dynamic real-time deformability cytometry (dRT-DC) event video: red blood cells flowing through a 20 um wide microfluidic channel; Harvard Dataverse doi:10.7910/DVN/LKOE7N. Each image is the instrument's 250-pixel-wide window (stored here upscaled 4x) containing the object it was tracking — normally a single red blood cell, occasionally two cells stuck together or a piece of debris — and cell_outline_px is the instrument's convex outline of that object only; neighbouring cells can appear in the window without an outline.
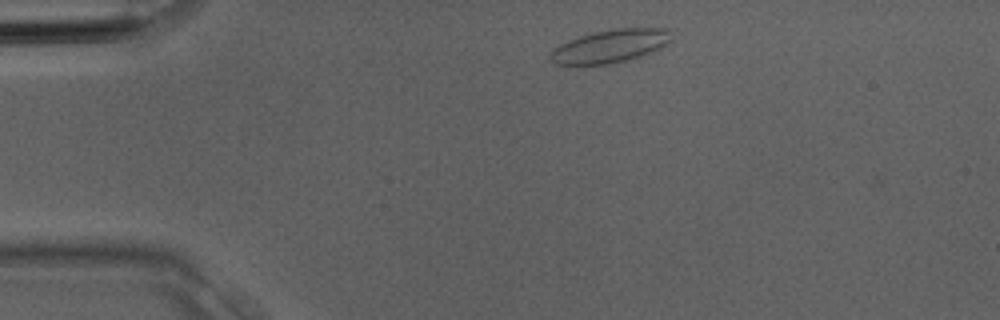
{"species": "Egyptian fruit bat (a non-hibernating species)", "species_latin": "Rousettus aegyptiacus", "temperature_condition": "room temperature", "stored_images_in_passage": 2, "camera_frame_rate_fps": 3000, "um_per_image_px": 0.085, "animal": {"sex": "male"}, "frame": {"image": 1, "passage_image": 1, "time_ms": 0.0, "image_size_px": [1000, 320], "cell_outline_px": [[672, 40], [652, 52], [640, 56], [608, 64], [556, 64], [548, 60], [548, 56], [560, 44], [568, 40], [580, 36], [596, 32], [616, 28], [668, 28]], "centroid_in_image_um": [51.86, 3.91], "position_along_channel_um": 33.1, "area_um2": 23.0}}